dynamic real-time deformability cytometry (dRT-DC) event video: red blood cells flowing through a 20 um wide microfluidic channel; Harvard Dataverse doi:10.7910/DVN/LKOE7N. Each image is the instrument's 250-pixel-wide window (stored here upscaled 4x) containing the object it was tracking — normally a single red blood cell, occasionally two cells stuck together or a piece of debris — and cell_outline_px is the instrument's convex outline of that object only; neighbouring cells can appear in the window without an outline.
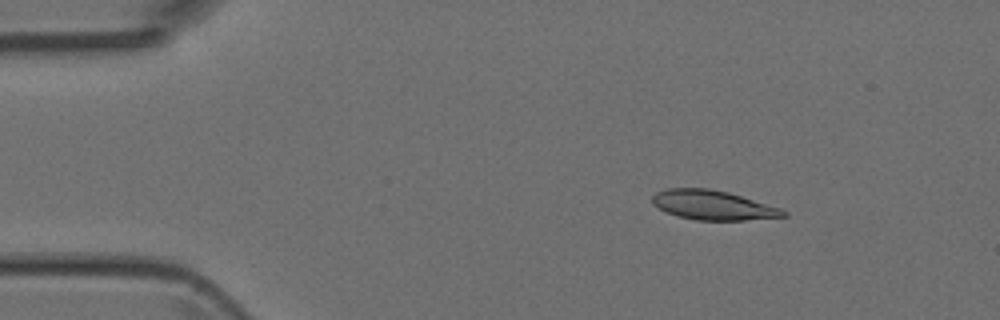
{"species": "Egyptian fruit bat (a non-hibernating species)", "species_latin": "Rousettus aegyptiacus", "temperature_condition": "room temperature", "stored_images_in_passage": 50, "camera_frame_rate_fps": 3000, "um_per_image_px": 0.085, "animal": {"sex": "female"}, "frame": {"image": 1, "passage_image": 7, "time_ms": 2.0, "image_size_px": [1000, 320], "cell_outline_px": [[788, 216], [744, 220], [696, 220], [680, 216], [668, 212], [652, 204], [652, 196], [656, 192], [668, 188], [708, 188], [728, 192], [780, 208], [788, 212]], "centroid_in_image_um": [60.6, 17.43], "position_along_channel_um": 24.4, "area_um2": 22.25}}
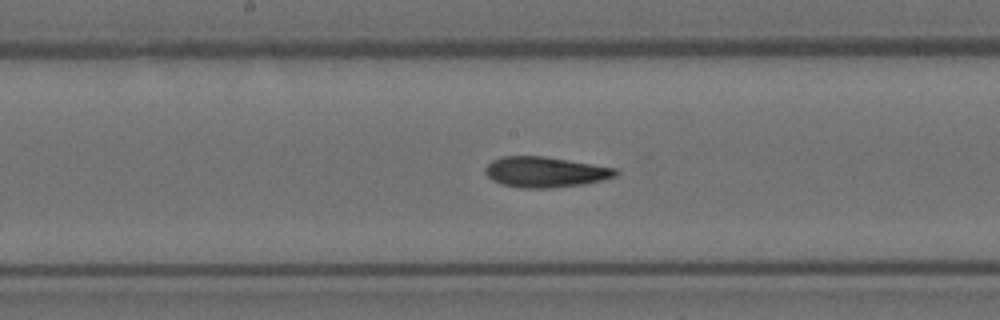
{"frame": {"image": 2, "passage_image": 25, "time_ms": 8.0, "image_size_px": [1000, 320], "cell_outline_px": [[620, 172], [616, 176], [584, 184], [552, 188], [520, 188], [500, 184], [492, 180], [484, 172], [484, 168], [492, 160], [500, 156], [544, 156], [616, 168]], "centroid_in_image_um": [46.31, 14.62], "position_along_channel_um": 201.9, "area_um2": 23.29}}
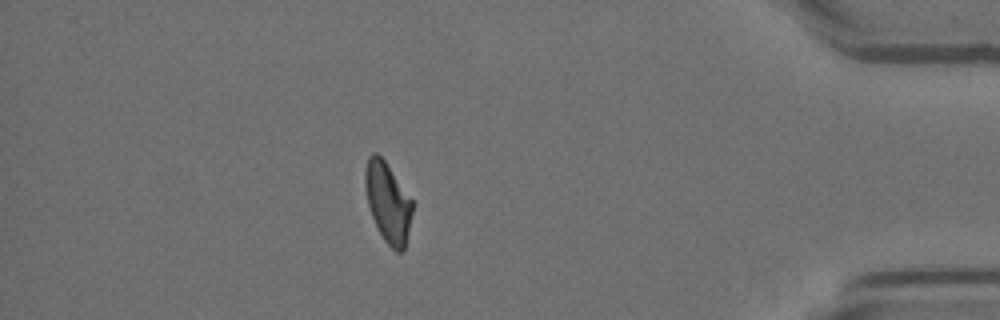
{"frame": {"image": 3, "passage_image": 43, "time_ms": 14.0, "image_size_px": [1000, 320], "cell_outline_px": [[416, 204], [404, 252], [396, 252], [384, 240], [372, 216], [368, 204], [364, 184], [364, 172], [368, 156], [372, 152], [376, 152], [384, 160]], "centroid_in_image_um": [33.01, 17.21], "position_along_channel_um": 402.2, "area_um2": 22.43}}